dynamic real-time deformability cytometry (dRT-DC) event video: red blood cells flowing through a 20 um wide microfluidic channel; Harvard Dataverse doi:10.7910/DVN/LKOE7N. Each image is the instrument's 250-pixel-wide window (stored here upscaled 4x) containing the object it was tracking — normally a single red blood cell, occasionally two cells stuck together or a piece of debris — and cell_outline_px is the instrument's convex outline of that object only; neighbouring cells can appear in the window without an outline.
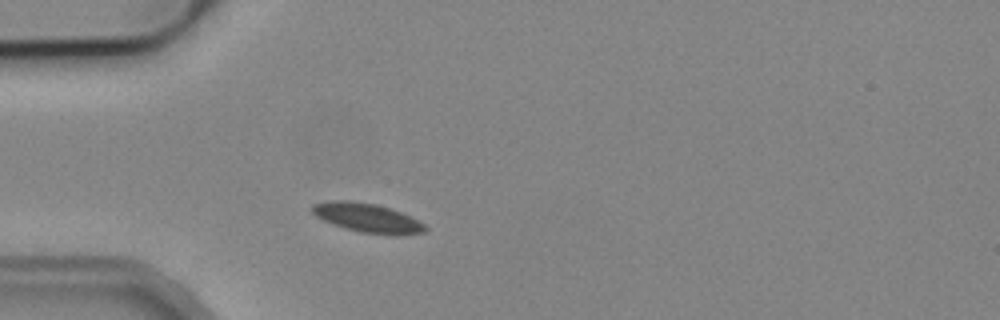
{"species": "common noctule bat (a hibernating species)", "species_latin": "Nyctalus noctula", "temperature_condition": "cold", "stored_images_in_passage": 1, "camera_frame_rate_fps": 3000, "um_per_image_px": 0.085, "animal": {"sex": "male", "body_mass_g": 19.2, "forearm_length_mm": 51.8}, "frame": {"image": 1, "passage_image": 1, "time_ms": 0.0, "image_size_px": [1000, 320], "cell_outline_px": [[428, 228], [424, 232], [396, 236], [392, 236], [360, 232], [344, 228], [332, 224], [316, 216], [312, 212], [312, 204], [328, 200], [348, 200], [376, 204], [400, 212], [424, 224]], "centroid_in_image_um": [31.2, 18.53], "position_along_channel_um": 53.8, "area_um2": 19.19}}